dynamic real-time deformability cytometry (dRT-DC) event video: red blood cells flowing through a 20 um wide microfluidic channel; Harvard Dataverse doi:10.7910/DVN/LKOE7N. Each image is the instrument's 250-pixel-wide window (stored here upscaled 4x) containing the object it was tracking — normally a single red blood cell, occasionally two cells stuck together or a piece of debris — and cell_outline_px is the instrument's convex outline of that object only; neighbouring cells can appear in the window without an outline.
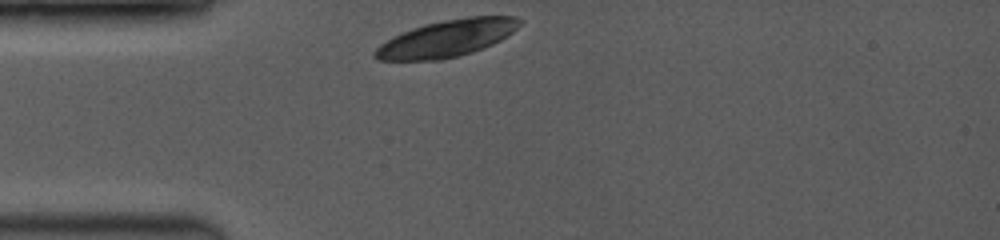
{"species": "common noctule bat (a hibernating species)", "species_latin": "Nyctalus noctula", "temperature_condition": "room temperature", "stored_images_in_passage": 4, "camera_frame_rate_fps": 3500, "um_per_image_px": 0.085, "animal": {"sex": "female", "body_mass_g": 19.0, "forearm_length_mm": 53.3}, "frame": {"image": 1, "passage_image": 1, "time_ms": 0.0, "image_size_px": [1000, 240], "cell_outline_px": [[524, 20], [512, 32], [500, 40], [492, 44], [472, 52], [440, 60], [376, 60], [372, 56], [372, 52], [380, 44], [392, 36], [412, 28], [424, 24], [444, 20], [468, 16], [516, 16]], "centroid_in_image_um": [37.95, 3.26], "position_along_channel_um": 47.0, "area_um2": 31.1}}